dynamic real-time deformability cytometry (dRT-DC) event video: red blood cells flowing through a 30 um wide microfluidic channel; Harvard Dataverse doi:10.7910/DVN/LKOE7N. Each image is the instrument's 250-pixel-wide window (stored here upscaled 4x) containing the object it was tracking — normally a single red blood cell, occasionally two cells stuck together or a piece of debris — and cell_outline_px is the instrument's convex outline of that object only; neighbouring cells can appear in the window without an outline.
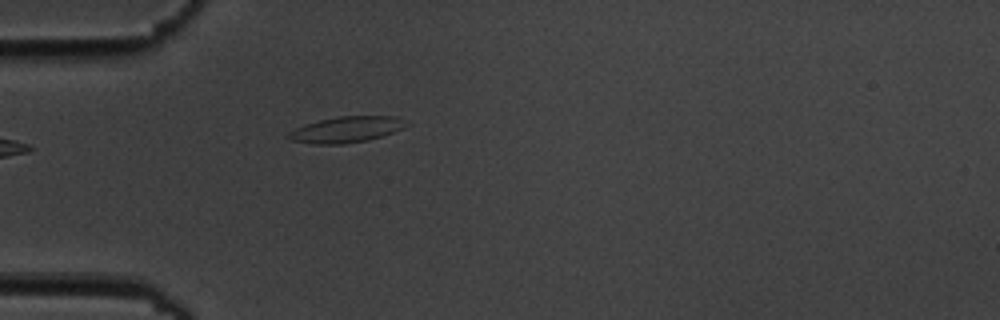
{"species": "common noctule bat (a hibernating species)", "species_latin": "Nyctalus noctula", "temperature_condition": "cold", "stored_images_in_passage": 5, "camera_frame_rate_fps": 3000, "um_per_image_px": 0.085, "animal": {"sex": "male", "body_mass_g": 19.5, "forearm_length_mm": 54.6}, "frame": {"image": 1, "passage_image": 5, "time_ms": 5.333, "image_size_px": [1000, 320], "cell_outline_px": [[412, 124], [404, 128], [368, 140], [344, 144], [312, 144], [292, 140], [288, 136], [288, 132], [304, 124], [336, 116], [396, 116]], "centroid_in_image_um": [29.47, 11.0], "position_along_channel_um": 55.5, "area_um2": 17.86}}